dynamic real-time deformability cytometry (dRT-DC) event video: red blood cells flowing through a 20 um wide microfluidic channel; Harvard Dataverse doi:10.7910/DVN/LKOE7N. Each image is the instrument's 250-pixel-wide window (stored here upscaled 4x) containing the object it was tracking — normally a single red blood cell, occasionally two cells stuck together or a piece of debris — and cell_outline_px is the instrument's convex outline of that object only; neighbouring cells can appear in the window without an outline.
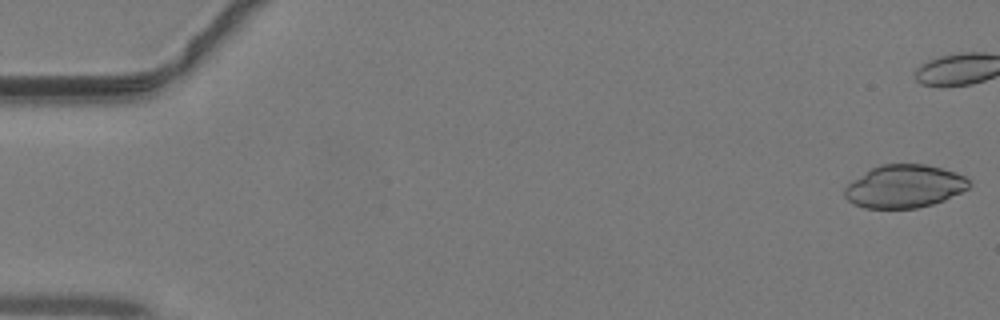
{"species": "common noctule bat (a hibernating species)", "species_latin": "Nyctalus noctula", "temperature_condition": "warm", "stored_images_in_passage": 35, "camera_frame_rate_fps": 3000, "um_per_image_px": 0.085, "animal": {"sex": "male", "body_mass_g": 19.2, "forearm_length_mm": 51.8}, "frame": {"image": 1, "passage_image": 1, "time_ms": 0.0, "image_size_px": [1000, 320], "cell_outline_px": [[972, 184], [968, 188], [944, 200], [932, 204], [916, 208], [864, 208], [852, 204], [844, 196], [844, 188], [852, 180], [872, 168], [880, 164], [924, 164], [956, 172], [964, 176]], "centroid_in_image_um": [76.85, 15.84], "position_along_channel_um": 8.2, "area_um2": 31.1}}